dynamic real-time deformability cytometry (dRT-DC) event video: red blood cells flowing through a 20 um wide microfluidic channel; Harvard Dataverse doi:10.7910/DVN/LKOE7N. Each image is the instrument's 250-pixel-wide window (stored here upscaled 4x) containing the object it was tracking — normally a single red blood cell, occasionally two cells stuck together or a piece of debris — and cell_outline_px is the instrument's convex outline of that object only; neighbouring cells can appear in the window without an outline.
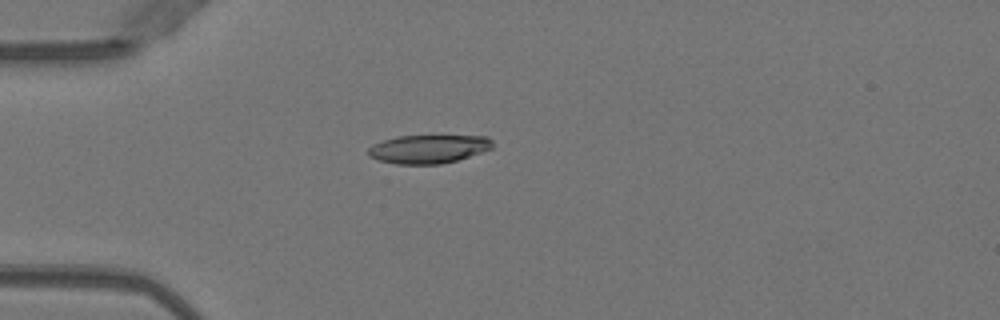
{"species": "Egyptian fruit bat (a non-hibernating species)", "species_latin": "Rousettus aegyptiacus", "temperature_condition": "warm", "stored_images_in_passage": 47, "camera_frame_rate_fps": 3000, "um_per_image_px": 0.085, "animal": {"sex": "female"}, "frame": {"image": 1, "passage_image": 11, "time_ms": 3.333, "image_size_px": [1000, 320], "cell_outline_px": [[492, 148], [456, 160], [440, 164], [396, 164], [380, 160], [368, 156], [368, 148], [372, 144], [396, 136], [488, 136], [492, 140]], "centroid_in_image_um": [36.38, 12.66], "position_along_channel_um": 48.6, "area_um2": 20.46}}
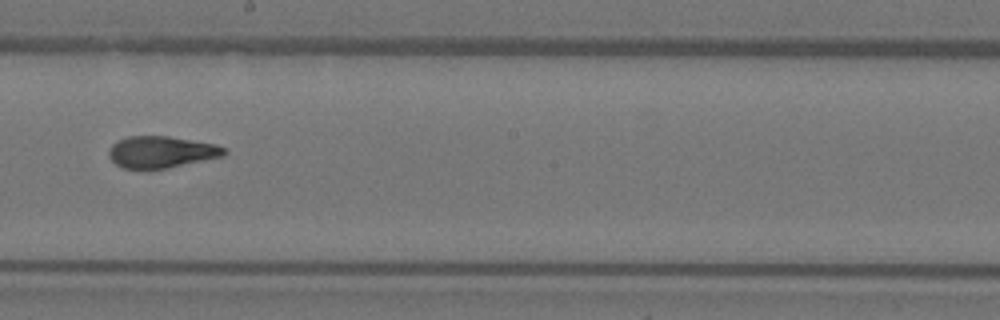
{"frame": {"image": 2, "passage_image": 26, "time_ms": 8.333, "image_size_px": [1000, 320], "cell_outline_px": [[228, 152], [224, 156], [168, 168], [124, 168], [116, 164], [108, 156], [108, 152], [112, 144], [128, 136], [168, 136], [216, 144], [224, 148]], "centroid_in_image_um": [13.73, 12.91], "position_along_channel_um": 234.5, "area_um2": 21.15}}
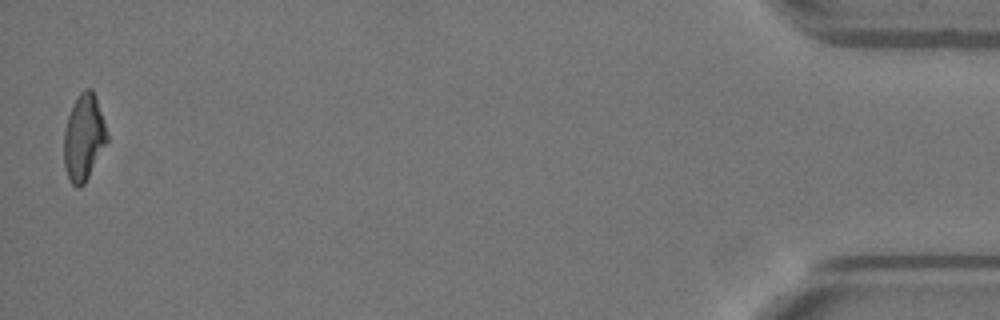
{"frame": {"image": 3, "passage_image": 47, "time_ms": 15.333, "image_size_px": [1000, 320], "cell_outline_px": [[108, 140], [84, 184], [72, 184], [64, 168], [64, 132], [68, 116], [80, 92], [84, 88], [92, 88], [96, 96], [108, 136]], "centroid_in_image_um": [7.12, 11.65], "position_along_channel_um": 428.1, "area_um2": 21.21}, "authors_computed_cell_mechanics": {"area_um2": 21.5016, "velocity_mm_per_s": 4.0343, "shape_relaxation_time_tau1_ms": 3.8899, "shape_relaxation_time_tau2_ms": 1.2212, "deformation_change_tau1": 0.1908, "deformation_change_tau2": 0.0867}}